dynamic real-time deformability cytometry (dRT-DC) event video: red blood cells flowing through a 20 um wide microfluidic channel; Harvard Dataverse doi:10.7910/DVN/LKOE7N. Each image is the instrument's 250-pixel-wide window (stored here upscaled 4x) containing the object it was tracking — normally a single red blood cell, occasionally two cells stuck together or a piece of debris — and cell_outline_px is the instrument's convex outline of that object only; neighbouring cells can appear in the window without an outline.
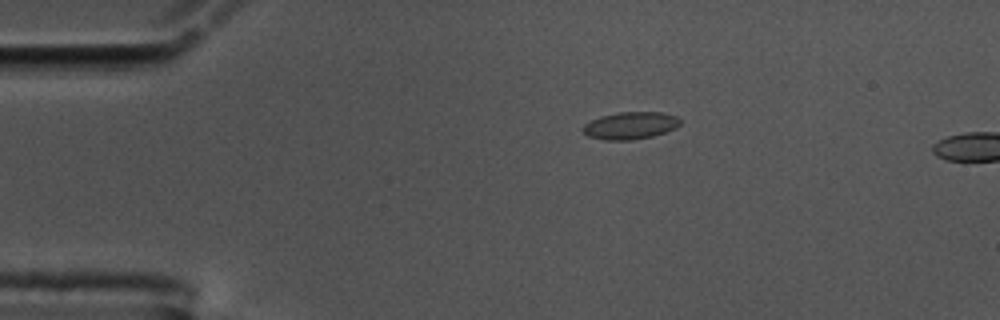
{"species": "common noctule bat (a hibernating species)", "species_latin": "Nyctalus noctula", "temperature_condition": "cold", "stored_images_in_passage": 5, "camera_frame_rate_fps": 3000, "um_per_image_px": 0.085, "animal": {"sex": "male", "body_mass_g": 17.5, "forearm_length_mm": 52.3}, "frame": {"image": 1, "passage_image": 2, "time_ms": 0.333, "image_size_px": [1000, 320], "cell_outline_px": [[680, 124], [676, 128], [652, 136], [632, 140], [604, 140], [588, 136], [580, 128], [584, 124], [600, 116], [616, 112], [660, 112], [676, 116], [680, 120]], "centroid_in_image_um": [53.55, 10.67], "position_along_channel_um": 31.5, "area_um2": 15.49}}